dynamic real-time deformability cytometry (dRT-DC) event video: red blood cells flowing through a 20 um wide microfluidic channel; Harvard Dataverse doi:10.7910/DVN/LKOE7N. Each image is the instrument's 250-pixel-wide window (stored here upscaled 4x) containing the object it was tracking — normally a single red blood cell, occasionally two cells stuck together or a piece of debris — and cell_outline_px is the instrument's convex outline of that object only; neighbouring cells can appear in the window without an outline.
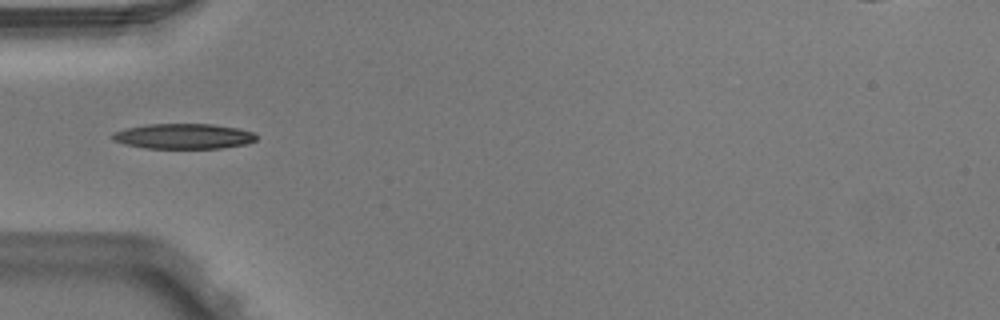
{"species": "Egyptian fruit bat (a non-hibernating species)", "species_latin": "Rousettus aegyptiacus", "temperature_condition": "warm", "stored_images_in_passage": 4, "camera_frame_rate_fps": 3000, "um_per_image_px": 0.085, "animal": {"sex": "male"}, "frame": {"image": 1, "passage_image": 4, "time_ms": 1.0, "image_size_px": [1000, 320], "cell_outline_px": [[256, 140], [248, 144], [220, 148], [144, 148], [124, 144], [112, 140], [112, 132], [128, 128], [148, 124], [212, 124], [240, 128], [252, 132], [256, 136]], "centroid_in_image_um": [15.61, 11.58], "position_along_channel_um": 69.4, "area_um2": 21.21}}